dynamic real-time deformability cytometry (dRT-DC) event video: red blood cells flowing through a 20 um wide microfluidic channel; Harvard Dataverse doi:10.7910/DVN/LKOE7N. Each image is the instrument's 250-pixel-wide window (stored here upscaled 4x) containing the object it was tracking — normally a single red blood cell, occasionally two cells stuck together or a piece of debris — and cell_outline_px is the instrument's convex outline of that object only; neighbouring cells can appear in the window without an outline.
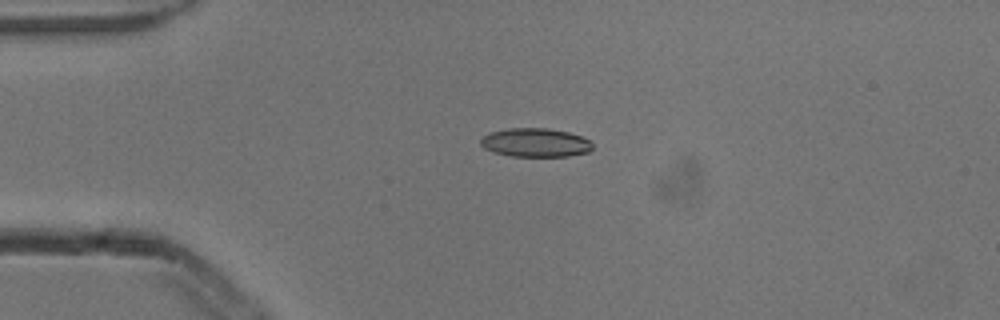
{"species": "common noctule bat (a hibernating species)", "species_latin": "Nyctalus noctula", "temperature_condition": "cold", "stored_images_in_passage": 7, "camera_frame_rate_fps": 3000, "um_per_image_px": 0.085, "animal": {"sex": "male", "body_mass_g": 13.3}, "frame": {"image": 1, "passage_image": 3, "time_ms": 0.667, "image_size_px": [1000, 320], "cell_outline_px": [[592, 148], [588, 152], [568, 156], [512, 156], [496, 152], [484, 148], [480, 144], [480, 140], [484, 136], [492, 132], [508, 128], [548, 128], [568, 132], [580, 136], [588, 140], [592, 144]], "centroid_in_image_um": [45.51, 12.12], "position_along_channel_um": 39.5, "area_um2": 18.5}}
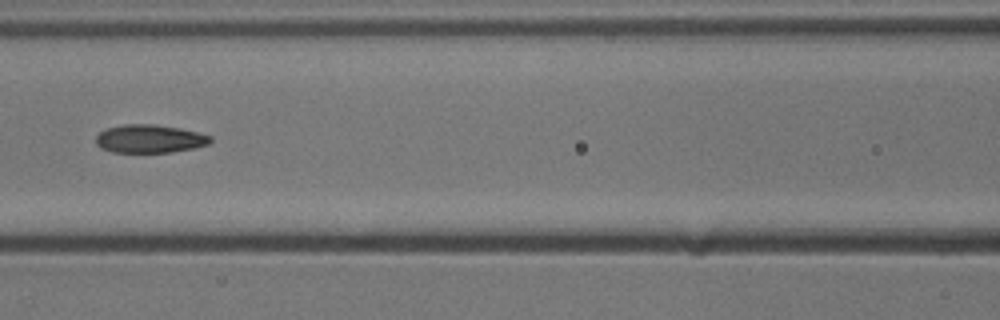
{"frame": {"image": 2, "passage_image": 6, "time_ms": 1.667, "image_size_px": [1000, 320], "cell_outline_px": [[212, 140], [208, 144], [192, 148], [172, 152], [112, 152], [100, 148], [96, 144], [96, 136], [100, 132], [108, 128], [124, 124], [152, 124], [180, 128], [212, 136]], "centroid_in_image_um": [12.7, 11.8], "position_along_channel_um": 153.9, "area_um2": 18.73}}
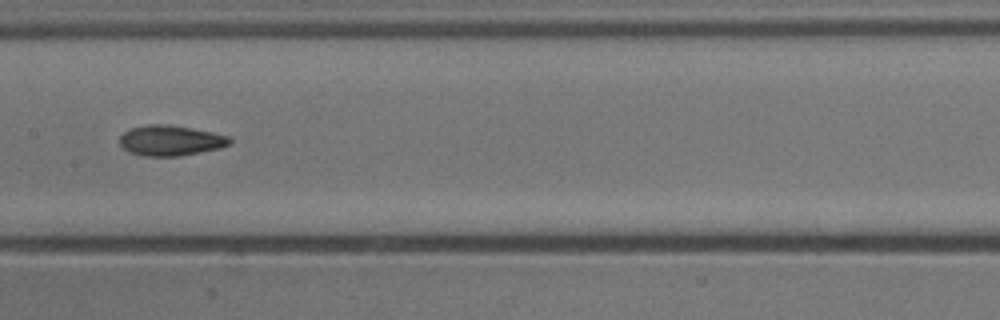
{"frame": {"image": 3, "passage_image": 7, "time_ms": 2.0, "image_size_px": [1000, 320], "cell_outline_px": [[232, 144], [220, 148], [180, 156], [144, 156], [132, 152], [124, 148], [120, 144], [120, 136], [128, 128], [148, 124], [168, 124], [192, 128], [212, 132], [228, 136], [232, 140]], "centroid_in_image_um": [14.51, 11.93], "position_along_channel_um": 192.9, "area_um2": 19.54}}